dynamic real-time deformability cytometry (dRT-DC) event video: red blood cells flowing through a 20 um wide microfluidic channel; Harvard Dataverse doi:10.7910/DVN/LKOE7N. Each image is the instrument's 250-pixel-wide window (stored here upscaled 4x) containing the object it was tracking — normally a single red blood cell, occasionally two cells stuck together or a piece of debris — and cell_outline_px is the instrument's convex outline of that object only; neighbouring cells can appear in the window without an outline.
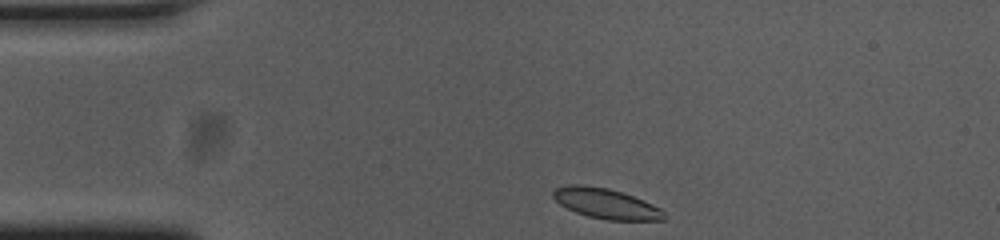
{"species": "common noctule bat (a hibernating species)", "species_latin": "Nyctalus noctula", "temperature_condition": "cold", "stored_images_in_passage": 36, "camera_frame_rate_fps": 3000, "um_per_image_px": 0.085, "animal": {"sex": "female", "body_mass_g": 23.0, "forearm_length_mm": 53.4}, "frame": {"image": 1, "passage_image": 1, "time_ms": 0.0, "image_size_px": [1000, 240], "cell_outline_px": [[664, 220], [608, 220], [588, 216], [576, 212], [560, 204], [552, 196], [552, 192], [556, 188], [572, 184], [580, 184], [608, 188], [632, 196], [652, 204], [660, 208], [664, 212]], "centroid_in_image_um": [51.49, 17.3], "position_along_channel_um": 33.5, "area_um2": 19.25}}
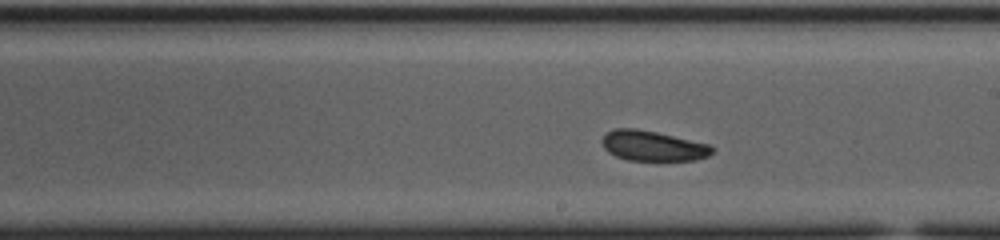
{"frame": {"image": 2, "passage_image": 21, "time_ms": 6.667, "image_size_px": [1000, 240], "cell_outline_px": [[716, 148], [708, 156], [696, 160], [628, 160], [616, 156], [608, 152], [604, 148], [600, 140], [608, 132], [616, 128], [636, 128], [656, 132], [708, 144]], "centroid_in_image_um": [55.48, 12.4], "position_along_channel_um": 233.5, "area_um2": 19.25}}
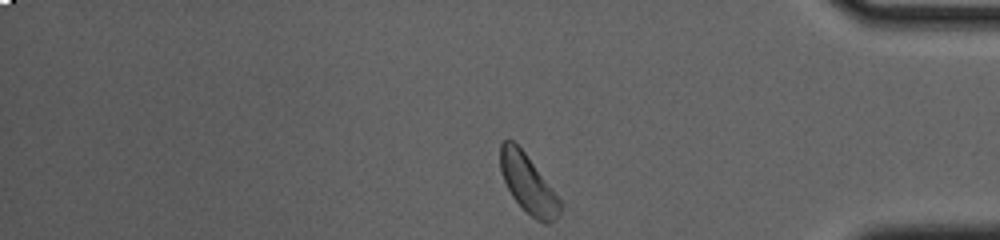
{"frame": {"image": 3, "passage_image": 36, "time_ms": 11.667, "image_size_px": [1000, 240], "cell_outline_px": [[564, 204], [556, 220], [548, 224], [544, 224], [536, 220], [512, 196], [504, 180], [500, 168], [500, 144], [504, 140], [512, 140], [524, 152]], "centroid_in_image_um": [44.91, 15.66], "position_along_channel_um": 390.3, "area_um2": 20.06}, "authors_computed_cell_mechanics": {"area_um2": 19.9121, "velocity_mm_per_s": 3.6402, "shape_relaxation_time_tau1_ms": 4.7397, "shape_relaxation_time_tau2_ms": 3.3685, "deformation_change_tau1": 0.0789, "deformation_change_tau2": 0.0828}}